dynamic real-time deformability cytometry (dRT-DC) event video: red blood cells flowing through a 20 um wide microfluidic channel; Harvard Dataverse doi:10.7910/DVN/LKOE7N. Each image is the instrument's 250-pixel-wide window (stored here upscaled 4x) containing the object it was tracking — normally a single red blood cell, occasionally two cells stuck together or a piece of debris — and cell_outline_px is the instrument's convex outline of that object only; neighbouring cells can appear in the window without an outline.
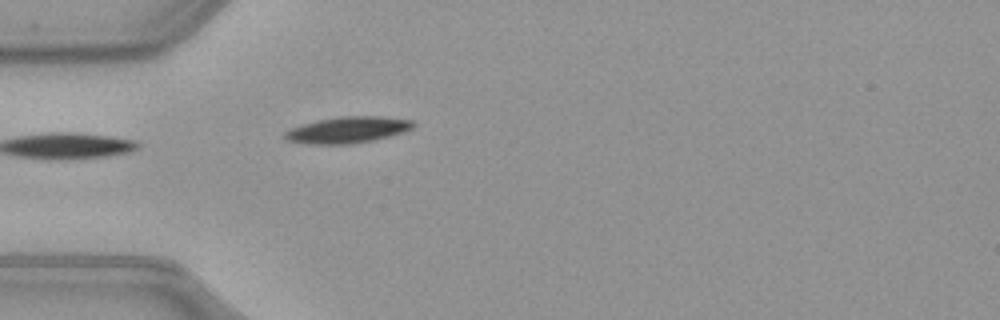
{"species": "common noctule bat (a hibernating species)", "species_latin": "Nyctalus noctula", "temperature_condition": "warm", "stored_images_in_passage": 16, "camera_frame_rate_fps": 3000, "um_per_image_px": 0.085, "animal": {"sex": "female", "body_mass_g": 21.9}, "frame": {"image": 1, "passage_image": 1, "time_ms": 0.0, "image_size_px": [1000, 320], "cell_outline_px": [[416, 124], [412, 128], [404, 132], [372, 140], [352, 144], [308, 144], [288, 140], [284, 136], [284, 132], [292, 128], [316, 120], [340, 116], [380, 116], [412, 120]], "centroid_in_image_um": [29.57, 11.03], "position_along_channel_um": 55.4, "area_um2": 19.59}}